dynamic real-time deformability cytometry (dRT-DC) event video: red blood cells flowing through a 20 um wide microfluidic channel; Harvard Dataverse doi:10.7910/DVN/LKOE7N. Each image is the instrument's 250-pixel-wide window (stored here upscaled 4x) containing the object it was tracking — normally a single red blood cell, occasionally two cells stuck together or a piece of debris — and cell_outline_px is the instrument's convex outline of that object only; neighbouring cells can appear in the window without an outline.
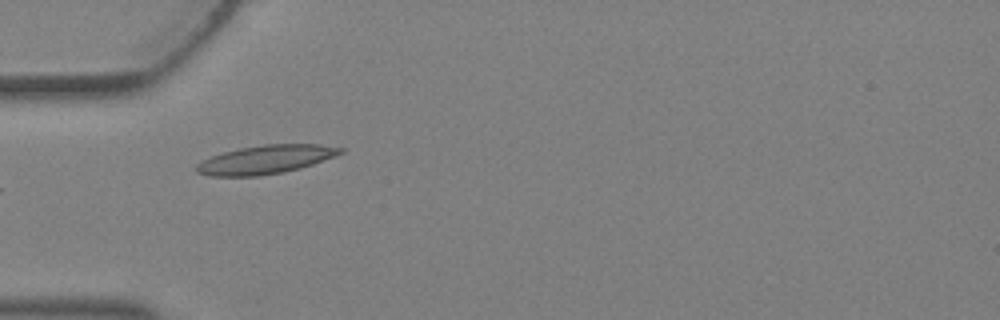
{"species": "Egyptian fruit bat (a non-hibernating species)", "species_latin": "Rousettus aegyptiacus", "temperature_condition": "warm", "stored_images_in_passage": 5, "camera_frame_rate_fps": 3000, "um_per_image_px": 0.085, "animal": {"sex": "female"}, "frame": {"image": 1, "passage_image": 5, "time_ms": 1.333, "image_size_px": [1000, 320], "cell_outline_px": [[344, 152], [336, 156], [300, 168], [284, 172], [256, 176], [208, 176], [196, 172], [196, 164], [200, 160], [224, 152], [240, 148], [264, 144], [320, 144], [344, 148]], "centroid_in_image_um": [22.57, 13.56], "position_along_channel_um": 62.4, "area_um2": 24.04}}